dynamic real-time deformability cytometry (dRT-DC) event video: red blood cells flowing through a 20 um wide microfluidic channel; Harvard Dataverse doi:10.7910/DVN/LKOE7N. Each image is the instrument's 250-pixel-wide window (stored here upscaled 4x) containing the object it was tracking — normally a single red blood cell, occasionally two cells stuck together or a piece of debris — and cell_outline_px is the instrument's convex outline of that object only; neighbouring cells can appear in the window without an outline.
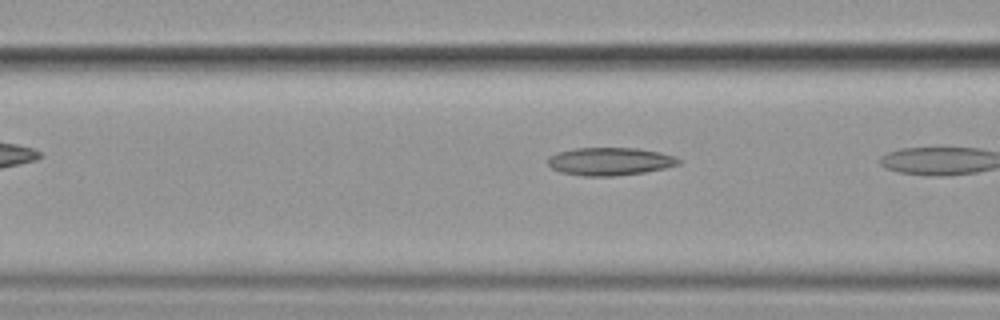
{"species": "common noctule bat (a hibernating species)", "species_latin": "Nyctalus noctula", "temperature_condition": "cold", "stored_images_in_passage": 6, "camera_frame_rate_fps": 3000, "um_per_image_px": 0.085, "animal": {"sex": "female", "body_mass_g": 19.9}, "frame": {"image": 1, "passage_image": 5, "time_ms": 1.333, "image_size_px": [1000, 320], "cell_outline_px": [[680, 164], [664, 168], [644, 172], [616, 176], [584, 176], [560, 172], [552, 168], [548, 164], [548, 156], [556, 152], [576, 148], [640, 148], [660, 152], [676, 156], [680, 160]], "centroid_in_image_um": [51.84, 13.71], "position_along_channel_um": 114.8, "area_um2": 21.39}}